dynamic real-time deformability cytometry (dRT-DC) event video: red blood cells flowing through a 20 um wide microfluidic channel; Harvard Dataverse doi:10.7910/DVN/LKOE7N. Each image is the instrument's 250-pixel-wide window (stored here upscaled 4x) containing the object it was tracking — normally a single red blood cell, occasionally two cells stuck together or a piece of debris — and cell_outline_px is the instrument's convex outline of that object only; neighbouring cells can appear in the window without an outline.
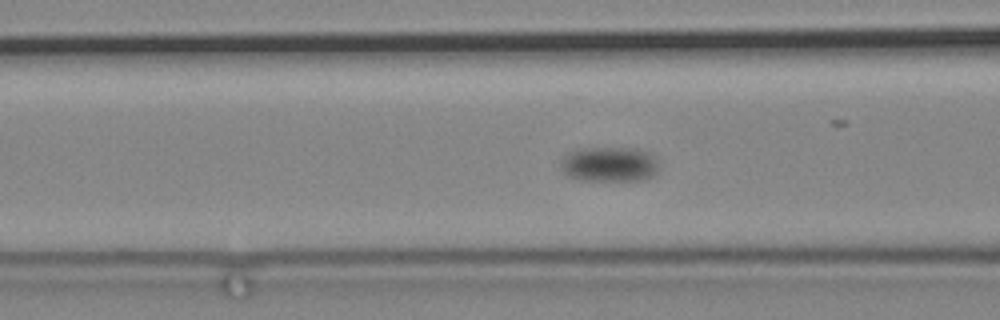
{"species": "common noctule bat (a hibernating species)", "species_latin": "Nyctalus noctula", "temperature_condition": "cold", "stored_images_in_passage": 71, "camera_frame_rate_fps": 3000, "um_per_image_px": 0.085, "animal": {"sex": "male", "body_mass_g": 19.2, "forearm_length_mm": 51.8}, "frame": {"image": 1, "passage_image": 19, "time_ms": 6.0, "image_size_px": [1000, 320], "cell_outline_px": [[656, 172], [652, 176], [644, 180], [580, 180], [568, 176], [560, 168], [560, 160], [572, 152], [580, 148], [636, 148], [648, 152], [652, 156], [656, 164]], "centroid_in_image_um": [51.76, 13.97], "position_along_channel_um": 114.8, "area_um2": 19.77}}
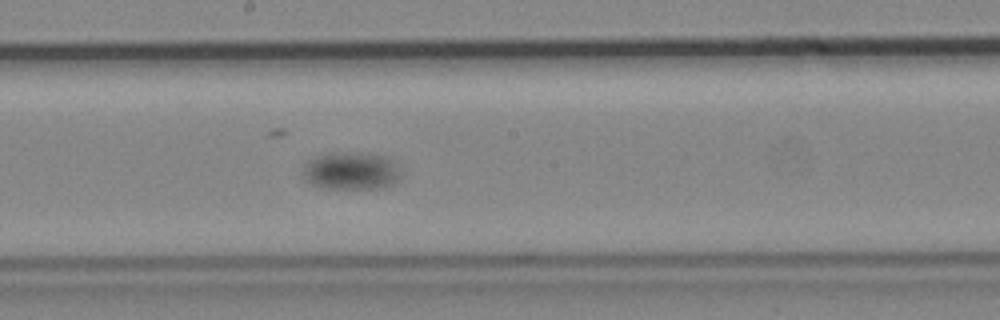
{"frame": {"image": 2, "passage_image": 32, "time_ms": 10.333, "image_size_px": [1000, 320], "cell_outline_px": [[396, 180], [392, 184], [380, 188], [324, 188], [312, 184], [304, 180], [304, 164], [308, 160], [316, 156], [328, 152], [380, 156], [388, 160], [392, 164], [396, 172]], "centroid_in_image_um": [29.68, 14.55], "position_along_channel_um": 218.5, "area_um2": 20.4}}
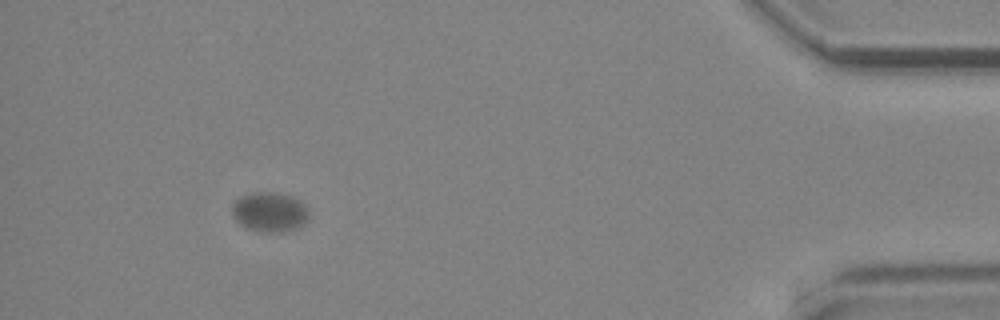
{"frame": {"image": 3, "passage_image": 64, "time_ms": 21.0, "image_size_px": [1000, 320], "cell_outline_px": [[308, 216], [296, 228], [272, 232], [268, 232], [248, 228], [240, 224], [232, 216], [232, 204], [240, 196], [252, 192], [272, 192], [292, 196], [300, 200], [304, 204], [308, 212]], "centroid_in_image_um": [22.87, 17.98], "position_along_channel_um": 412.3, "area_um2": 17.4}}